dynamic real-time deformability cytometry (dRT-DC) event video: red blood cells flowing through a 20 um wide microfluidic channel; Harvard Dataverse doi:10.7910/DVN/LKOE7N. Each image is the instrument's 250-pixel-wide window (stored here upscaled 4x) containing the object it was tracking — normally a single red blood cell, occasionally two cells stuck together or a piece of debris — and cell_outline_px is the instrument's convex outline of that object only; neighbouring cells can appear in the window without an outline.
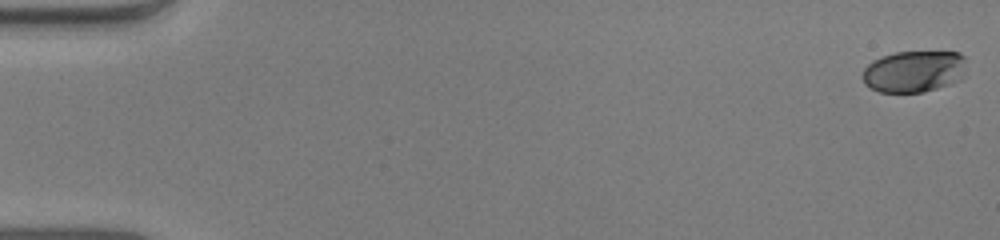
{"species": "human", "species_latin": "Homo sapiens", "temperature_condition": "warm", "stored_images_in_passage": 52, "camera_frame_rate_fps": 3000, "um_per_image_px": 0.085, "donor": {"sex": "male"}, "frame": {"image": 1, "passage_image": 1, "time_ms": 0.0, "image_size_px": [1000, 240], "cell_outline_px": [[964, 60], [960, 80], [924, 92], [880, 92], [864, 84], [864, 68], [872, 60], [896, 52], [960, 52], [964, 56]], "centroid_in_image_um": [77.66, 6.07], "position_along_channel_um": 7.3, "area_um2": 24.8}}
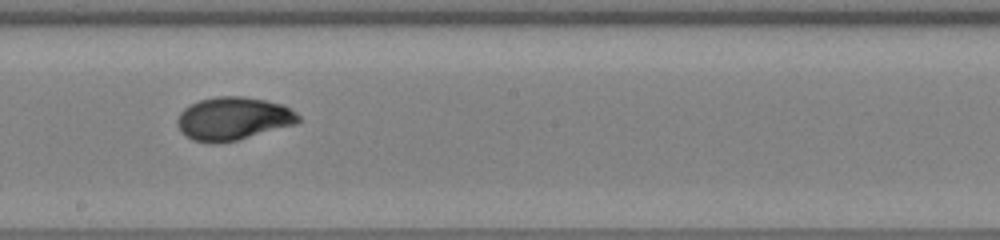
{"frame": {"image": 2, "passage_image": 30, "time_ms": 9.667, "image_size_px": [1000, 240], "cell_outline_px": [[300, 120], [296, 124], [236, 140], [212, 144], [192, 140], [180, 132], [176, 124], [176, 120], [180, 112], [184, 108], [200, 100], [216, 96], [244, 96], [284, 104], [296, 112], [300, 116]], "centroid_in_image_um": [19.8, 10.08], "position_along_channel_um": 228.4, "area_um2": 30.52}}
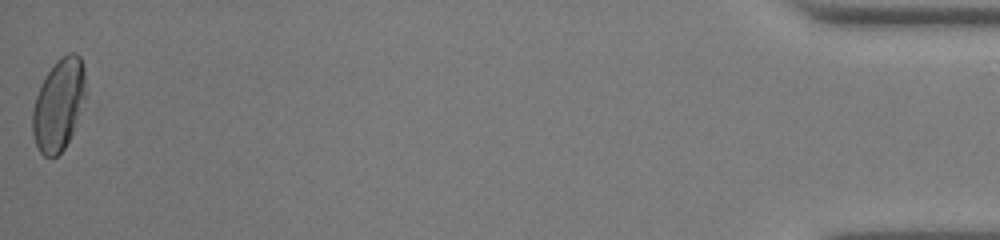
{"frame": {"image": 3, "passage_image": 52, "time_ms": 17.0, "image_size_px": [1000, 240], "cell_outline_px": [[84, 108], [64, 148], [52, 160], [44, 156], [40, 152], [36, 144], [32, 132], [32, 112], [36, 96], [48, 72], [56, 60], [68, 52], [76, 52], [80, 56], [84, 68]], "centroid_in_image_um": [4.99, 8.91], "position_along_channel_um": 430.2, "area_um2": 28.38}, "authors_computed_cell_mechanics": {"area_um2": 28.5243, "velocity_mm_per_s": 4.056, "shape_relaxation_time_tau1_ms": 9.1831, "shape_relaxation_time_tau2_ms": 0.9365, "deformation_change_tau1": 0.3077, "deformation_change_tau2": 0.043}}